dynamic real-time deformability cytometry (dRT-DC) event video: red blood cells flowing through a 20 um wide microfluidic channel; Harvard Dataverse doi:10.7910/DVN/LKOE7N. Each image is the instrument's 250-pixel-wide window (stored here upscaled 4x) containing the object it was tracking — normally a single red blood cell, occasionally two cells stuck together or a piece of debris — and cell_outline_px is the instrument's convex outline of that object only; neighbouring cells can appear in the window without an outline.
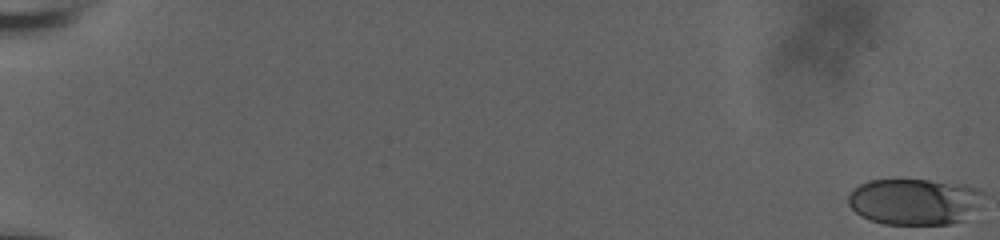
{"species": "human", "species_latin": "Homo sapiens", "temperature_condition": "room temperature", "stored_images_in_passage": 60, "camera_frame_rate_fps": 3000, "um_per_image_px": 0.085, "donor": {"sex": "male"}, "frame": {"image": 1, "passage_image": 1, "time_ms": 0.0, "image_size_px": [1000, 240], "cell_outline_px": [[984, 192], [964, 220], [948, 224], [884, 224], [860, 216], [848, 204], [848, 196], [860, 184], [868, 180], [928, 180], [968, 184]], "centroid_in_image_um": [77.68, 17.12], "position_along_channel_um": 7.3, "area_um2": 36.01}}
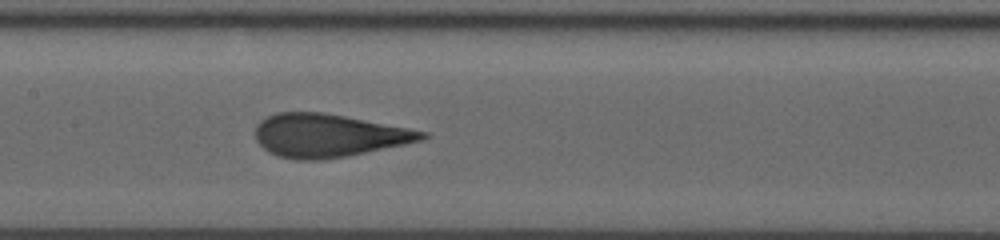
{"frame": {"image": 2, "passage_image": 33, "time_ms": 10.667, "image_size_px": [1000, 240], "cell_outline_px": [[428, 136], [424, 140], [348, 156], [320, 160], [296, 160], [276, 156], [268, 152], [256, 140], [256, 124], [260, 120], [276, 112], [324, 112], [408, 128], [428, 132]], "centroid_in_image_um": [27.89, 11.52], "position_along_channel_um": 179.5, "area_um2": 41.96}}
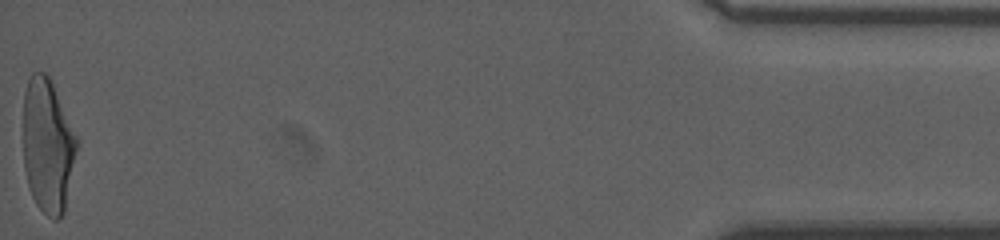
{"frame": {"image": 3, "passage_image": 60, "time_ms": 19.667, "image_size_px": [1000, 240], "cell_outline_px": [[80, 144], [64, 212], [60, 220], [52, 220], [36, 204], [28, 188], [24, 168], [24, 92], [28, 80], [32, 72], [44, 72], [52, 80], [80, 140]], "centroid_in_image_um": [4.1, 12.39], "position_along_channel_um": 431.1, "area_um2": 42.95}, "authors_computed_cell_mechanics": {"area_um2": 41.1825, "velocity_mm_per_s": 3.7526, "shape_relaxation_time_tau1_ms": 4.9589, "shape_relaxation_time_tau2_ms": null, "deformation_change_tau1": 0.2081, "deformation_change_tau2": null}}